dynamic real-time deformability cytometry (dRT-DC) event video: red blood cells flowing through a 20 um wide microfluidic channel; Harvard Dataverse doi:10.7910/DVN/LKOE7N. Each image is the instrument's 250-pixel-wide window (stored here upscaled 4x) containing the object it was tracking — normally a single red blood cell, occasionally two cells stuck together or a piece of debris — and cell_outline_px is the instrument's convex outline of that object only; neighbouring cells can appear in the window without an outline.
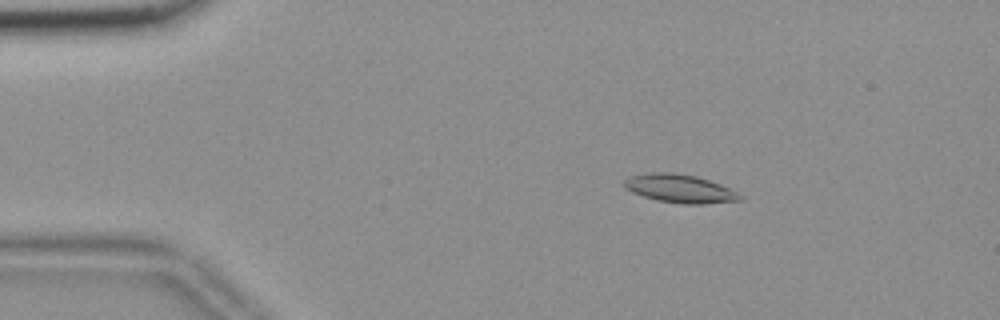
{"species": "common noctule bat (a hibernating species)", "species_latin": "Nyctalus noctula", "temperature_condition": "room temperature", "stored_images_in_passage": 56, "camera_frame_rate_fps": 3000, "um_per_image_px": 0.085, "animal": {"sex": "female", "body_mass_g": 18.4}, "frame": {"image": 1, "passage_image": 10, "time_ms": 3.0, "image_size_px": [1000, 320], "cell_outline_px": [[744, 200], [704, 204], [680, 204], [656, 200], [632, 192], [624, 188], [620, 184], [624, 180], [632, 176], [652, 172], [672, 172], [696, 176], [720, 184], [744, 196]], "centroid_in_image_um": [57.78, 16.04], "position_along_channel_um": 27.2, "area_um2": 19.25}}
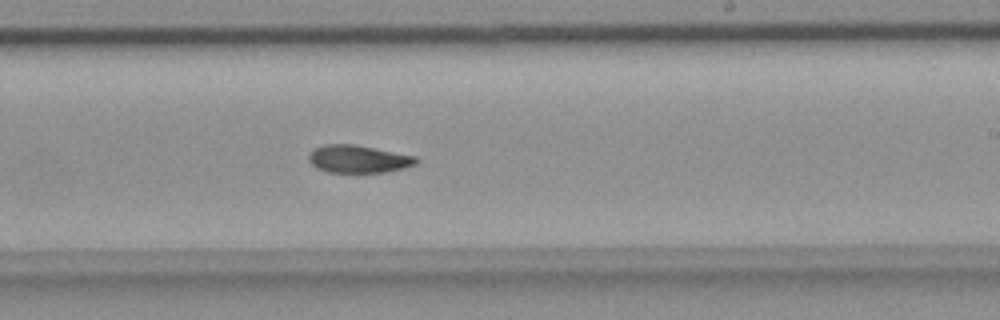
{"frame": {"image": 2, "passage_image": 34, "time_ms": 11.0, "image_size_px": [1000, 320], "cell_outline_px": [[420, 160], [416, 164], [404, 168], [388, 172], [328, 172], [316, 168], [308, 160], [308, 156], [316, 148], [324, 144], [356, 144], [416, 156]], "centroid_in_image_um": [30.49, 13.51], "position_along_channel_um": 258.5, "area_um2": 17.4}}
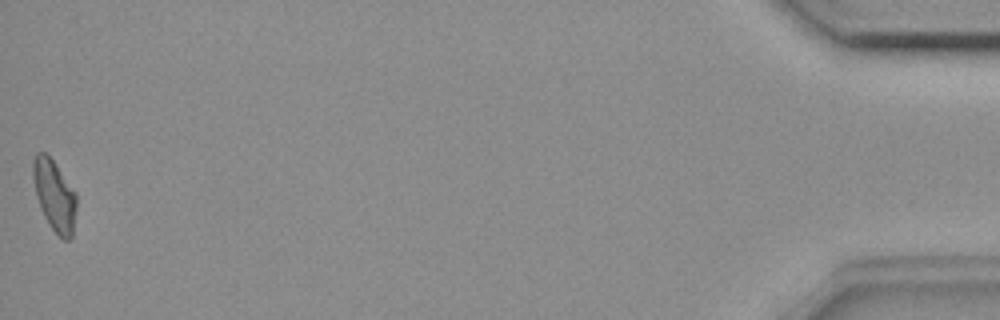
{"frame": {"image": 3, "passage_image": 56, "time_ms": 18.333, "image_size_px": [1000, 320], "cell_outline_px": [[76, 208], [72, 236], [68, 240], [64, 240], [48, 224], [40, 208], [36, 196], [32, 176], [32, 160], [36, 152], [48, 152], [76, 192]], "centroid_in_image_um": [4.61, 16.55], "position_along_channel_um": 430.6, "area_um2": 18.26}, "authors_computed_cell_mechanics": {"area_um2": 17.8602, "velocity_mm_per_s": 3.6709, "shape_relaxation_time_tau1_ms": 7.6669, "shape_relaxation_time_tau2_ms": 9.5018, "deformation_change_tau1": 0.165, "deformation_change_tau2": 0.1725}}